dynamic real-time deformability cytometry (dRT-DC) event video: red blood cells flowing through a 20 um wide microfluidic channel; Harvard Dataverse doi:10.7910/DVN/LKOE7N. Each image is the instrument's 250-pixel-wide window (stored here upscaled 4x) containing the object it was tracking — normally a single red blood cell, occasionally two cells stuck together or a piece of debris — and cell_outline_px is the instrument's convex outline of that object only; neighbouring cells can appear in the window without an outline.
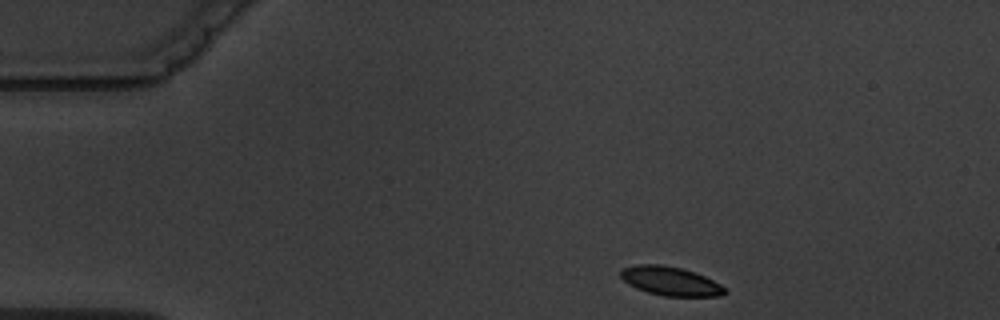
{"species": "common noctule bat (a hibernating species)", "species_latin": "Nyctalus noctula", "temperature_condition": "warm", "stored_images_in_passage": 3, "camera_frame_rate_fps": 3000, "um_per_image_px": 0.085, "animal": {"sex": "male", "body_mass_g": 19.5, "forearm_length_mm": 54.6}, "frame": {"image": 1, "passage_image": 1, "time_ms": 0.0, "image_size_px": [1000, 320], "cell_outline_px": [[728, 292], [720, 296], [664, 296], [648, 292], [636, 288], [628, 284], [620, 276], [620, 268], [636, 264], [660, 264], [680, 268], [696, 272], [720, 284]], "centroid_in_image_um": [56.96, 23.88], "position_along_channel_um": 28.0, "area_um2": 17.57}}